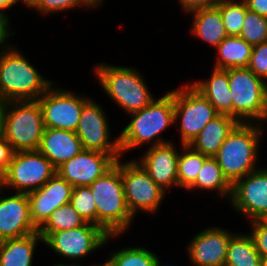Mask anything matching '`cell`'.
Returning a JSON list of instances; mask_svg holds the SVG:
<instances>
[{
	"label": "cell",
	"instance_id": "cell-1",
	"mask_svg": "<svg viewBox=\"0 0 267 266\" xmlns=\"http://www.w3.org/2000/svg\"><path fill=\"white\" fill-rule=\"evenodd\" d=\"M129 114L132 119L118 136L122 155L151 141V147L173 142L163 139L159 135L175 124L174 90L162 97L154 98L147 107Z\"/></svg>",
	"mask_w": 267,
	"mask_h": 266
},
{
	"label": "cell",
	"instance_id": "cell-2",
	"mask_svg": "<svg viewBox=\"0 0 267 266\" xmlns=\"http://www.w3.org/2000/svg\"><path fill=\"white\" fill-rule=\"evenodd\" d=\"M263 123H239L227 136L214 156L224 176L233 185L237 180L258 169L257 155Z\"/></svg>",
	"mask_w": 267,
	"mask_h": 266
},
{
	"label": "cell",
	"instance_id": "cell-3",
	"mask_svg": "<svg viewBox=\"0 0 267 266\" xmlns=\"http://www.w3.org/2000/svg\"><path fill=\"white\" fill-rule=\"evenodd\" d=\"M53 84L15 46L0 53V95L8 101L38 100Z\"/></svg>",
	"mask_w": 267,
	"mask_h": 266
},
{
	"label": "cell",
	"instance_id": "cell-4",
	"mask_svg": "<svg viewBox=\"0 0 267 266\" xmlns=\"http://www.w3.org/2000/svg\"><path fill=\"white\" fill-rule=\"evenodd\" d=\"M96 203V225L108 235H121L134 219L124 194L120 169L114 165L90 186Z\"/></svg>",
	"mask_w": 267,
	"mask_h": 266
},
{
	"label": "cell",
	"instance_id": "cell-5",
	"mask_svg": "<svg viewBox=\"0 0 267 266\" xmlns=\"http://www.w3.org/2000/svg\"><path fill=\"white\" fill-rule=\"evenodd\" d=\"M93 70L104 92L128 115L147 107L155 98L135 68L101 63Z\"/></svg>",
	"mask_w": 267,
	"mask_h": 266
},
{
	"label": "cell",
	"instance_id": "cell-6",
	"mask_svg": "<svg viewBox=\"0 0 267 266\" xmlns=\"http://www.w3.org/2000/svg\"><path fill=\"white\" fill-rule=\"evenodd\" d=\"M44 130L38 100L9 101L2 136L15 152L38 150Z\"/></svg>",
	"mask_w": 267,
	"mask_h": 266
},
{
	"label": "cell",
	"instance_id": "cell-7",
	"mask_svg": "<svg viewBox=\"0 0 267 266\" xmlns=\"http://www.w3.org/2000/svg\"><path fill=\"white\" fill-rule=\"evenodd\" d=\"M229 89L233 117L240 123H261L266 112L267 83L248 67L229 68Z\"/></svg>",
	"mask_w": 267,
	"mask_h": 266
},
{
	"label": "cell",
	"instance_id": "cell-8",
	"mask_svg": "<svg viewBox=\"0 0 267 266\" xmlns=\"http://www.w3.org/2000/svg\"><path fill=\"white\" fill-rule=\"evenodd\" d=\"M120 160L122 159L119 158L115 165L121 171L126 204L133 217L139 211L156 213L168 192L150 178L136 159L126 162Z\"/></svg>",
	"mask_w": 267,
	"mask_h": 266
},
{
	"label": "cell",
	"instance_id": "cell-9",
	"mask_svg": "<svg viewBox=\"0 0 267 266\" xmlns=\"http://www.w3.org/2000/svg\"><path fill=\"white\" fill-rule=\"evenodd\" d=\"M219 113L191 84L174 90V121L179 125L182 145H189L206 124Z\"/></svg>",
	"mask_w": 267,
	"mask_h": 266
},
{
	"label": "cell",
	"instance_id": "cell-10",
	"mask_svg": "<svg viewBox=\"0 0 267 266\" xmlns=\"http://www.w3.org/2000/svg\"><path fill=\"white\" fill-rule=\"evenodd\" d=\"M55 173L56 168L39 150L20 151L14 152L3 178L7 189L29 193L41 188Z\"/></svg>",
	"mask_w": 267,
	"mask_h": 266
},
{
	"label": "cell",
	"instance_id": "cell-11",
	"mask_svg": "<svg viewBox=\"0 0 267 266\" xmlns=\"http://www.w3.org/2000/svg\"><path fill=\"white\" fill-rule=\"evenodd\" d=\"M119 236L108 235L100 226L87 222L81 227L51 233L43 243L69 261H78Z\"/></svg>",
	"mask_w": 267,
	"mask_h": 266
},
{
	"label": "cell",
	"instance_id": "cell-12",
	"mask_svg": "<svg viewBox=\"0 0 267 266\" xmlns=\"http://www.w3.org/2000/svg\"><path fill=\"white\" fill-rule=\"evenodd\" d=\"M90 99L77 96L70 90L57 88L53 84L39 99L45 128H56L75 132L83 105Z\"/></svg>",
	"mask_w": 267,
	"mask_h": 266
},
{
	"label": "cell",
	"instance_id": "cell-13",
	"mask_svg": "<svg viewBox=\"0 0 267 266\" xmlns=\"http://www.w3.org/2000/svg\"><path fill=\"white\" fill-rule=\"evenodd\" d=\"M110 125L101 105L89 99L84 105L75 131L83 149L105 154H121L119 137L110 140Z\"/></svg>",
	"mask_w": 267,
	"mask_h": 266
},
{
	"label": "cell",
	"instance_id": "cell-14",
	"mask_svg": "<svg viewBox=\"0 0 267 266\" xmlns=\"http://www.w3.org/2000/svg\"><path fill=\"white\" fill-rule=\"evenodd\" d=\"M230 204L250 221L267 214V167L258 168L232 185Z\"/></svg>",
	"mask_w": 267,
	"mask_h": 266
},
{
	"label": "cell",
	"instance_id": "cell-15",
	"mask_svg": "<svg viewBox=\"0 0 267 266\" xmlns=\"http://www.w3.org/2000/svg\"><path fill=\"white\" fill-rule=\"evenodd\" d=\"M121 156L83 149L56 168V173L73 187L90 186L110 170Z\"/></svg>",
	"mask_w": 267,
	"mask_h": 266
},
{
	"label": "cell",
	"instance_id": "cell-16",
	"mask_svg": "<svg viewBox=\"0 0 267 266\" xmlns=\"http://www.w3.org/2000/svg\"><path fill=\"white\" fill-rule=\"evenodd\" d=\"M235 233L219 227H208L196 234L188 243L187 255L193 266L225 265L230 238Z\"/></svg>",
	"mask_w": 267,
	"mask_h": 266
},
{
	"label": "cell",
	"instance_id": "cell-17",
	"mask_svg": "<svg viewBox=\"0 0 267 266\" xmlns=\"http://www.w3.org/2000/svg\"><path fill=\"white\" fill-rule=\"evenodd\" d=\"M73 186L55 173L41 188L27 193L30 217L39 229L51 214L70 202Z\"/></svg>",
	"mask_w": 267,
	"mask_h": 266
},
{
	"label": "cell",
	"instance_id": "cell-18",
	"mask_svg": "<svg viewBox=\"0 0 267 266\" xmlns=\"http://www.w3.org/2000/svg\"><path fill=\"white\" fill-rule=\"evenodd\" d=\"M5 196L0 199V241L38 232L30 217L27 193Z\"/></svg>",
	"mask_w": 267,
	"mask_h": 266
},
{
	"label": "cell",
	"instance_id": "cell-19",
	"mask_svg": "<svg viewBox=\"0 0 267 266\" xmlns=\"http://www.w3.org/2000/svg\"><path fill=\"white\" fill-rule=\"evenodd\" d=\"M179 152L172 142L156 145L146 150L137 162L150 178L164 191L174 185L178 187ZM170 188V189H169Z\"/></svg>",
	"mask_w": 267,
	"mask_h": 266
},
{
	"label": "cell",
	"instance_id": "cell-20",
	"mask_svg": "<svg viewBox=\"0 0 267 266\" xmlns=\"http://www.w3.org/2000/svg\"><path fill=\"white\" fill-rule=\"evenodd\" d=\"M38 150L55 168H58L80 153L83 146L81 140L73 131L45 128Z\"/></svg>",
	"mask_w": 267,
	"mask_h": 266
},
{
	"label": "cell",
	"instance_id": "cell-21",
	"mask_svg": "<svg viewBox=\"0 0 267 266\" xmlns=\"http://www.w3.org/2000/svg\"><path fill=\"white\" fill-rule=\"evenodd\" d=\"M191 85L214 106L219 114L233 117V101L229 89V69L213 68L209 79L196 80Z\"/></svg>",
	"mask_w": 267,
	"mask_h": 266
},
{
	"label": "cell",
	"instance_id": "cell-22",
	"mask_svg": "<svg viewBox=\"0 0 267 266\" xmlns=\"http://www.w3.org/2000/svg\"><path fill=\"white\" fill-rule=\"evenodd\" d=\"M239 123L232 116L219 114L206 124L189 145L205 156L214 157L227 136Z\"/></svg>",
	"mask_w": 267,
	"mask_h": 266
},
{
	"label": "cell",
	"instance_id": "cell-23",
	"mask_svg": "<svg viewBox=\"0 0 267 266\" xmlns=\"http://www.w3.org/2000/svg\"><path fill=\"white\" fill-rule=\"evenodd\" d=\"M193 14V36L216 48L227 36L219 7L212 6L188 12Z\"/></svg>",
	"mask_w": 267,
	"mask_h": 266
},
{
	"label": "cell",
	"instance_id": "cell-24",
	"mask_svg": "<svg viewBox=\"0 0 267 266\" xmlns=\"http://www.w3.org/2000/svg\"><path fill=\"white\" fill-rule=\"evenodd\" d=\"M39 241L43 243L39 232L0 241L1 266H32Z\"/></svg>",
	"mask_w": 267,
	"mask_h": 266
},
{
	"label": "cell",
	"instance_id": "cell-25",
	"mask_svg": "<svg viewBox=\"0 0 267 266\" xmlns=\"http://www.w3.org/2000/svg\"><path fill=\"white\" fill-rule=\"evenodd\" d=\"M253 46L239 36H227L215 49L216 69L248 67Z\"/></svg>",
	"mask_w": 267,
	"mask_h": 266
},
{
	"label": "cell",
	"instance_id": "cell-26",
	"mask_svg": "<svg viewBox=\"0 0 267 266\" xmlns=\"http://www.w3.org/2000/svg\"><path fill=\"white\" fill-rule=\"evenodd\" d=\"M203 189L217 191L220 198L229 197L232 194V184L224 176L222 169L214 157H208L198 173L196 181L187 190Z\"/></svg>",
	"mask_w": 267,
	"mask_h": 266
},
{
	"label": "cell",
	"instance_id": "cell-27",
	"mask_svg": "<svg viewBox=\"0 0 267 266\" xmlns=\"http://www.w3.org/2000/svg\"><path fill=\"white\" fill-rule=\"evenodd\" d=\"M226 266H261V255L249 233H236L229 241Z\"/></svg>",
	"mask_w": 267,
	"mask_h": 266
},
{
	"label": "cell",
	"instance_id": "cell-28",
	"mask_svg": "<svg viewBox=\"0 0 267 266\" xmlns=\"http://www.w3.org/2000/svg\"><path fill=\"white\" fill-rule=\"evenodd\" d=\"M86 223L73 206L67 203L56 209L38 232L44 241L51 233L81 227Z\"/></svg>",
	"mask_w": 267,
	"mask_h": 266
},
{
	"label": "cell",
	"instance_id": "cell-29",
	"mask_svg": "<svg viewBox=\"0 0 267 266\" xmlns=\"http://www.w3.org/2000/svg\"><path fill=\"white\" fill-rule=\"evenodd\" d=\"M180 145L183 152H179L178 157V188L187 190L196 181L208 156L194 150L190 145Z\"/></svg>",
	"mask_w": 267,
	"mask_h": 266
},
{
	"label": "cell",
	"instance_id": "cell-30",
	"mask_svg": "<svg viewBox=\"0 0 267 266\" xmlns=\"http://www.w3.org/2000/svg\"><path fill=\"white\" fill-rule=\"evenodd\" d=\"M109 261L114 266H155L158 255L155 252L141 247H128L111 252Z\"/></svg>",
	"mask_w": 267,
	"mask_h": 266
},
{
	"label": "cell",
	"instance_id": "cell-31",
	"mask_svg": "<svg viewBox=\"0 0 267 266\" xmlns=\"http://www.w3.org/2000/svg\"><path fill=\"white\" fill-rule=\"evenodd\" d=\"M217 6L222 14V21L228 36H239L248 10L244 0H221Z\"/></svg>",
	"mask_w": 267,
	"mask_h": 266
},
{
	"label": "cell",
	"instance_id": "cell-32",
	"mask_svg": "<svg viewBox=\"0 0 267 266\" xmlns=\"http://www.w3.org/2000/svg\"><path fill=\"white\" fill-rule=\"evenodd\" d=\"M239 37L252 46L267 42V17L247 10Z\"/></svg>",
	"mask_w": 267,
	"mask_h": 266
},
{
	"label": "cell",
	"instance_id": "cell-33",
	"mask_svg": "<svg viewBox=\"0 0 267 266\" xmlns=\"http://www.w3.org/2000/svg\"><path fill=\"white\" fill-rule=\"evenodd\" d=\"M69 203L86 222L96 224V203L89 186L73 187Z\"/></svg>",
	"mask_w": 267,
	"mask_h": 266
},
{
	"label": "cell",
	"instance_id": "cell-34",
	"mask_svg": "<svg viewBox=\"0 0 267 266\" xmlns=\"http://www.w3.org/2000/svg\"><path fill=\"white\" fill-rule=\"evenodd\" d=\"M25 7L38 10L43 15L60 13L77 7L94 8L87 0H25Z\"/></svg>",
	"mask_w": 267,
	"mask_h": 266
},
{
	"label": "cell",
	"instance_id": "cell-35",
	"mask_svg": "<svg viewBox=\"0 0 267 266\" xmlns=\"http://www.w3.org/2000/svg\"><path fill=\"white\" fill-rule=\"evenodd\" d=\"M248 68L267 83V42L253 46Z\"/></svg>",
	"mask_w": 267,
	"mask_h": 266
},
{
	"label": "cell",
	"instance_id": "cell-36",
	"mask_svg": "<svg viewBox=\"0 0 267 266\" xmlns=\"http://www.w3.org/2000/svg\"><path fill=\"white\" fill-rule=\"evenodd\" d=\"M251 222L250 235L253 238L255 247L261 257L267 256V225L261 220H253Z\"/></svg>",
	"mask_w": 267,
	"mask_h": 266
},
{
	"label": "cell",
	"instance_id": "cell-37",
	"mask_svg": "<svg viewBox=\"0 0 267 266\" xmlns=\"http://www.w3.org/2000/svg\"><path fill=\"white\" fill-rule=\"evenodd\" d=\"M14 150L10 143L1 135L0 136V176H3L10 165Z\"/></svg>",
	"mask_w": 267,
	"mask_h": 266
},
{
	"label": "cell",
	"instance_id": "cell-38",
	"mask_svg": "<svg viewBox=\"0 0 267 266\" xmlns=\"http://www.w3.org/2000/svg\"><path fill=\"white\" fill-rule=\"evenodd\" d=\"M7 13L0 12V53L11 48L12 45H8L6 42L8 41L9 37L15 35L13 31H10V21ZM7 44V45H5ZM3 47V48H2Z\"/></svg>",
	"mask_w": 267,
	"mask_h": 266
},
{
	"label": "cell",
	"instance_id": "cell-39",
	"mask_svg": "<svg viewBox=\"0 0 267 266\" xmlns=\"http://www.w3.org/2000/svg\"><path fill=\"white\" fill-rule=\"evenodd\" d=\"M186 13L196 9L216 6L221 0H178Z\"/></svg>",
	"mask_w": 267,
	"mask_h": 266
},
{
	"label": "cell",
	"instance_id": "cell-40",
	"mask_svg": "<svg viewBox=\"0 0 267 266\" xmlns=\"http://www.w3.org/2000/svg\"><path fill=\"white\" fill-rule=\"evenodd\" d=\"M249 11L267 17V0H244Z\"/></svg>",
	"mask_w": 267,
	"mask_h": 266
},
{
	"label": "cell",
	"instance_id": "cell-41",
	"mask_svg": "<svg viewBox=\"0 0 267 266\" xmlns=\"http://www.w3.org/2000/svg\"><path fill=\"white\" fill-rule=\"evenodd\" d=\"M9 101L0 95V136L4 131L6 111L8 108Z\"/></svg>",
	"mask_w": 267,
	"mask_h": 266
},
{
	"label": "cell",
	"instance_id": "cell-42",
	"mask_svg": "<svg viewBox=\"0 0 267 266\" xmlns=\"http://www.w3.org/2000/svg\"><path fill=\"white\" fill-rule=\"evenodd\" d=\"M25 4V0H0V12L5 14V11L13 7L16 3Z\"/></svg>",
	"mask_w": 267,
	"mask_h": 266
},
{
	"label": "cell",
	"instance_id": "cell-43",
	"mask_svg": "<svg viewBox=\"0 0 267 266\" xmlns=\"http://www.w3.org/2000/svg\"><path fill=\"white\" fill-rule=\"evenodd\" d=\"M6 189V184H5V181H4V178L3 176H0V199H1V195L3 194V190Z\"/></svg>",
	"mask_w": 267,
	"mask_h": 266
},
{
	"label": "cell",
	"instance_id": "cell-44",
	"mask_svg": "<svg viewBox=\"0 0 267 266\" xmlns=\"http://www.w3.org/2000/svg\"><path fill=\"white\" fill-rule=\"evenodd\" d=\"M93 7H100L104 0H87Z\"/></svg>",
	"mask_w": 267,
	"mask_h": 266
},
{
	"label": "cell",
	"instance_id": "cell-45",
	"mask_svg": "<svg viewBox=\"0 0 267 266\" xmlns=\"http://www.w3.org/2000/svg\"><path fill=\"white\" fill-rule=\"evenodd\" d=\"M53 266H80V264L79 263H75L74 262V264L72 265V264H65V263H59V264H57V265H53Z\"/></svg>",
	"mask_w": 267,
	"mask_h": 266
},
{
	"label": "cell",
	"instance_id": "cell-46",
	"mask_svg": "<svg viewBox=\"0 0 267 266\" xmlns=\"http://www.w3.org/2000/svg\"><path fill=\"white\" fill-rule=\"evenodd\" d=\"M93 266H114L109 260L105 261L103 264H96V265H93Z\"/></svg>",
	"mask_w": 267,
	"mask_h": 266
},
{
	"label": "cell",
	"instance_id": "cell-47",
	"mask_svg": "<svg viewBox=\"0 0 267 266\" xmlns=\"http://www.w3.org/2000/svg\"><path fill=\"white\" fill-rule=\"evenodd\" d=\"M261 266H267V256L261 257Z\"/></svg>",
	"mask_w": 267,
	"mask_h": 266
},
{
	"label": "cell",
	"instance_id": "cell-48",
	"mask_svg": "<svg viewBox=\"0 0 267 266\" xmlns=\"http://www.w3.org/2000/svg\"><path fill=\"white\" fill-rule=\"evenodd\" d=\"M155 266H172V265H167V264H161V260H160V258L158 257V260H157V263H156V265ZM174 266V265H173Z\"/></svg>",
	"mask_w": 267,
	"mask_h": 266
},
{
	"label": "cell",
	"instance_id": "cell-49",
	"mask_svg": "<svg viewBox=\"0 0 267 266\" xmlns=\"http://www.w3.org/2000/svg\"><path fill=\"white\" fill-rule=\"evenodd\" d=\"M267 120V96H266V112H265V116L263 118V122Z\"/></svg>",
	"mask_w": 267,
	"mask_h": 266
},
{
	"label": "cell",
	"instance_id": "cell-50",
	"mask_svg": "<svg viewBox=\"0 0 267 266\" xmlns=\"http://www.w3.org/2000/svg\"><path fill=\"white\" fill-rule=\"evenodd\" d=\"M260 220L267 225V214Z\"/></svg>",
	"mask_w": 267,
	"mask_h": 266
}]
</instances>
